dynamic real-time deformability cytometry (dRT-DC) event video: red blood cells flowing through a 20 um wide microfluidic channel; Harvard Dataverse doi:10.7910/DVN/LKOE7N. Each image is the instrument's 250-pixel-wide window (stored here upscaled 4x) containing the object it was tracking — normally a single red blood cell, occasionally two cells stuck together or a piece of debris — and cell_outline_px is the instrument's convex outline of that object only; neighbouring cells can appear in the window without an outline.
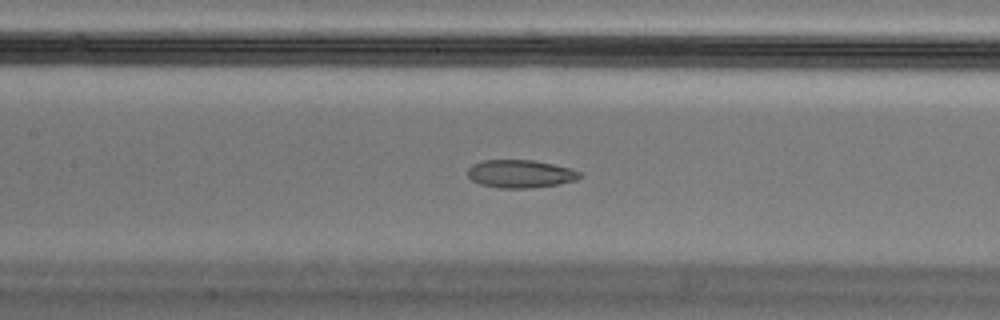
{"species": "Egyptian fruit bat (a non-hibernating species)", "species_latin": "Rousettus aegyptiacus", "temperature_condition": "cold", "stored_images_in_passage": 57, "camera_frame_rate_fps": 3000, "um_per_image_px": 0.085, "animal": {"sex": "male"}, "frame": {"image": 1, "passage_image": 27, "time_ms": 8.667, "image_size_px": [1000, 320], "cell_outline_px": [[580, 176], [576, 180], [556, 184], [528, 188], [500, 188], [480, 184], [472, 180], [468, 176], [468, 168], [472, 164], [480, 160], [532, 160], [572, 168], [580, 172]], "centroid_in_image_um": [44.19, 14.76], "position_along_channel_um": 163.2, "area_um2": 18.15}}
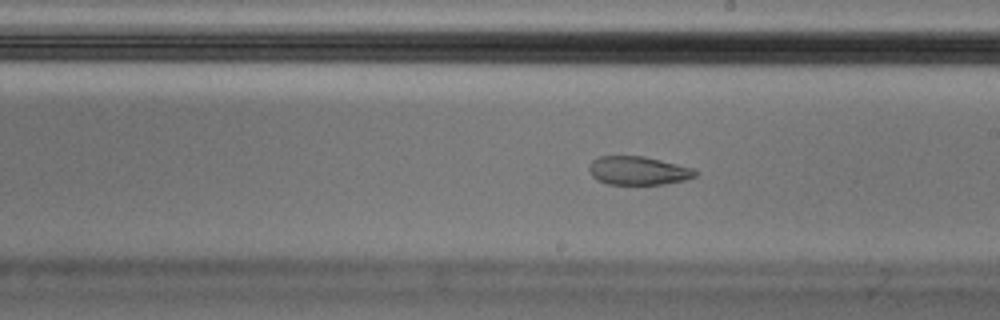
{"frame": {"image": 2, "passage_image": 33, "time_ms": 10.667, "image_size_px": [1000, 320], "cell_outline_px": [[696, 176], [684, 180], [664, 184], [608, 184], [596, 180], [592, 176], [588, 168], [592, 160], [600, 156], [644, 156], [692, 168], [696, 172]], "centroid_in_image_um": [54.2, 14.5], "position_along_channel_um": 234.8, "area_um2": 17.51}}
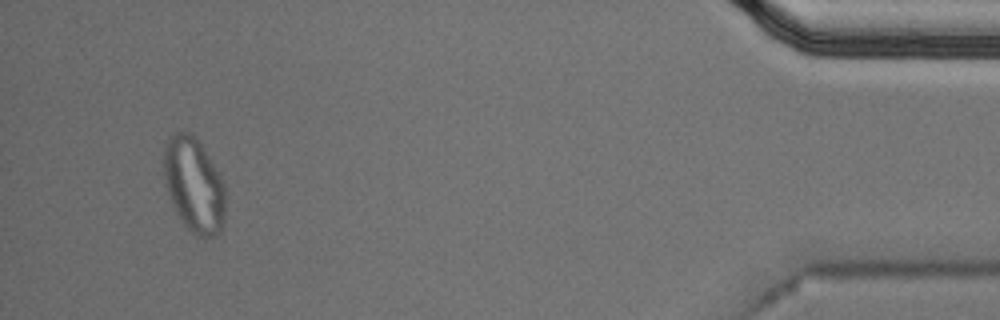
{"frame": {"image": 3, "passage_image": 54, "time_ms": 17.667, "image_size_px": [1000, 320], "cell_outline_px": [[224, 220], [220, 232], [216, 236], [204, 240], [196, 236], [184, 224], [176, 212], [168, 196], [164, 184], [164, 148], [168, 140], [176, 132], [192, 132], [220, 172], [224, 180]], "centroid_in_image_um": [16.5, 15.76], "position_along_channel_um": 418.7, "area_um2": 34.39}, "authors_computed_cell_mechanics": {"area_um2": 19.8254, "velocity_mm_per_s": 3.5889, "shape_relaxation_time_tau1_ms": null, "shape_relaxation_time_tau2_ms": 2.8047, "deformation_change_tau1": null, "deformation_change_tau2": 0.0864}}